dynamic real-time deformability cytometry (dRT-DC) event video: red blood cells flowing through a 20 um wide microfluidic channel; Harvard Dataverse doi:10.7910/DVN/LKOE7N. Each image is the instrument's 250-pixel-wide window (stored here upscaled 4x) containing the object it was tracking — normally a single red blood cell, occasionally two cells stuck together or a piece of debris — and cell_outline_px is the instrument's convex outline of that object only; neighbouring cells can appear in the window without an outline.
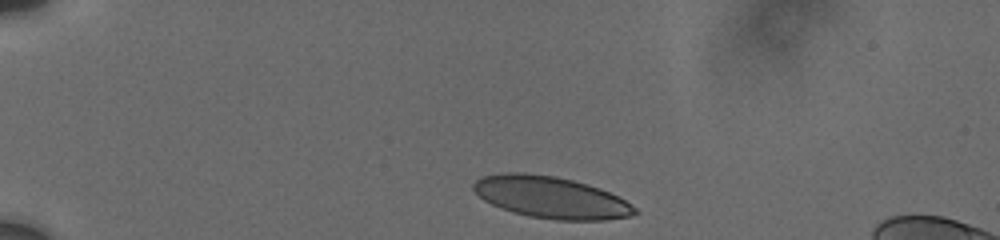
{"species": "human", "species_latin": "Homo sapiens", "temperature_condition": "cold", "stored_images_in_passage": 4, "camera_frame_rate_fps": 3000, "um_per_image_px": 0.085, "donor": {"sex": "male"}, "frame": {"image": 1, "passage_image": 1, "time_ms": 0.0, "image_size_px": [1000, 240], "cell_outline_px": [[640, 212], [632, 216], [608, 220], [556, 220], [528, 216], [512, 212], [500, 208], [484, 200], [472, 188], [472, 184], [476, 180], [484, 176], [504, 172], [524, 172], [556, 176], [588, 184], [600, 188], [624, 200], [636, 208]], "centroid_in_image_um": [46.83, 16.78], "position_along_channel_um": 38.2, "area_um2": 39.36}}
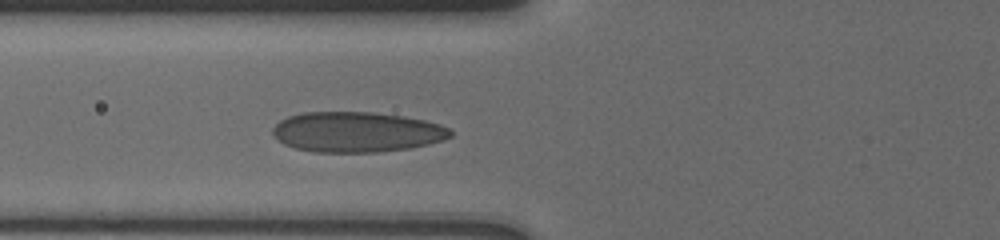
{"frame": {"image": 2, "passage_image": 4, "time_ms": 3.333, "image_size_px": [1000, 240], "cell_outline_px": [[452, 136], [444, 140], [428, 144], [408, 148], [380, 152], [312, 152], [296, 148], [284, 144], [276, 140], [272, 136], [272, 128], [280, 120], [288, 116], [304, 112], [372, 112], [404, 116], [424, 120], [440, 124], [448, 128], [452, 132]], "centroid_in_image_um": [30.29, 11.22], "position_along_channel_um": 95.5, "area_um2": 41.96}}